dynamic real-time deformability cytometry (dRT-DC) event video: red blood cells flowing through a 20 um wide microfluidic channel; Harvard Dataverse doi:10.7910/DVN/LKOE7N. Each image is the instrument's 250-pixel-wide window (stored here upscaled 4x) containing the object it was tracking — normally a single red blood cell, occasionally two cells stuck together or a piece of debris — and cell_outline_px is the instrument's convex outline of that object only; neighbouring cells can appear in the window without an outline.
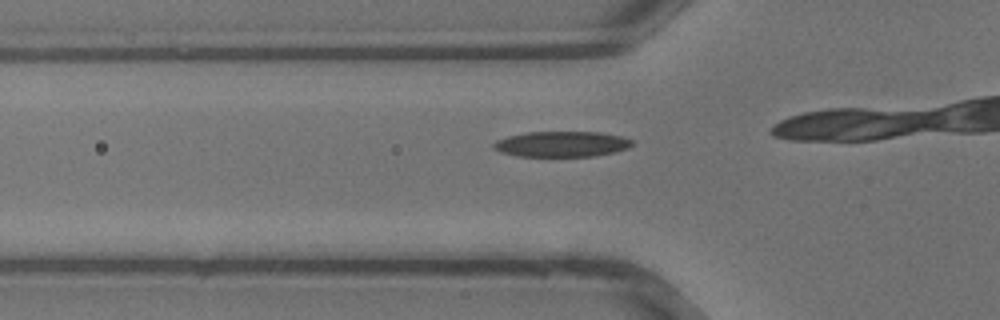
{"species": "common noctule bat (a hibernating species)", "species_latin": "Nyctalus noctula", "temperature_condition": "warm", "stored_images_in_passage": 10, "camera_frame_rate_fps": 3000, "um_per_image_px": 0.085, "animal": {"sex": "male", "body_mass_g": 13.3}, "frame": {"image": 1, "passage_image": 8, "time_ms": 2.333, "image_size_px": [1000, 320], "cell_outline_px": [[632, 144], [628, 148], [616, 152], [592, 156], [516, 156], [500, 152], [492, 148], [492, 144], [496, 140], [508, 136], [524, 132], [600, 132], [620, 136], [632, 140]], "centroid_in_image_um": [47.7, 12.24], "position_along_channel_um": 78.1, "area_um2": 20.69}}